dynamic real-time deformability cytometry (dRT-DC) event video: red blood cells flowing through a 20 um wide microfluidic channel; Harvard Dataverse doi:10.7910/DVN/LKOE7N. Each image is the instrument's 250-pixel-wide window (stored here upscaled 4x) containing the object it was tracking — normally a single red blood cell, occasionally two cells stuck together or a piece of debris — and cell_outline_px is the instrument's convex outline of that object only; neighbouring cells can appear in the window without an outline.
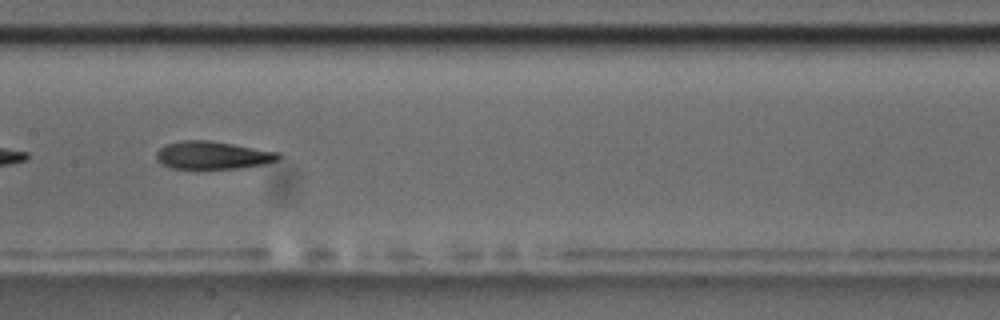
{"species": "common noctule bat (a hibernating species)", "species_latin": "Nyctalus noctula", "temperature_condition": "room temperature", "stored_images_in_passage": 40, "camera_frame_rate_fps": 3000, "um_per_image_px": 0.085, "animal": {"sex": "male", "body_mass_g": 17.5, "forearm_length_mm": 52.3}, "frame": {"image": 1, "passage_image": 12, "time_ms": 3.667, "image_size_px": [1000, 320], "cell_outline_px": [[280, 160], [264, 164], [240, 168], [172, 168], [160, 164], [156, 160], [156, 152], [164, 144], [184, 140], [208, 140], [280, 152]], "centroid_in_image_um": [18.06, 13.19], "position_along_channel_um": 189.3, "area_um2": 19.83}, "authors_computed_cell_mechanics": {"area_um2": 20.2878, "velocity_mm_per_s": 3.615, "shape_relaxation_time_tau1_ms": 5.9028, "shape_relaxation_time_tau2_ms": 2.8551, "deformation_change_tau1": 0.1911, "deformation_change_tau2": 0.1187}}